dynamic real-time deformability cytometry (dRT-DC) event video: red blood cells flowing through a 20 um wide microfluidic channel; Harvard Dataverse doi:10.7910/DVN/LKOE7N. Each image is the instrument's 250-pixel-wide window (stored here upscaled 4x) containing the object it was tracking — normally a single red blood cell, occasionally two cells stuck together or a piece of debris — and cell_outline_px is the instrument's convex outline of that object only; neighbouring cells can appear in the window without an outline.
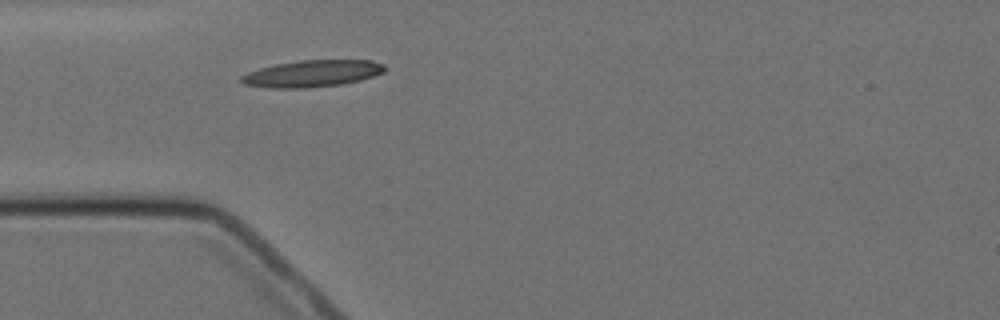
{"species": "Egyptian fruit bat (a non-hibernating species)", "species_latin": "Rousettus aegyptiacus", "temperature_condition": "cold", "stored_images_in_passage": 1, "camera_frame_rate_fps": 3000, "um_per_image_px": 0.085, "animal": {"sex": "female"}, "frame": {"image": 1, "passage_image": 1, "time_ms": 0.0, "image_size_px": [1000, 320], "cell_outline_px": [[384, 72], [360, 80], [340, 84], [304, 88], [268, 88], [244, 84], [240, 80], [240, 76], [248, 72], [260, 68], [276, 64], [300, 60], [372, 60], [384, 64]], "centroid_in_image_um": [26.51, 6.25], "position_along_channel_um": 58.5, "area_um2": 22.25}}